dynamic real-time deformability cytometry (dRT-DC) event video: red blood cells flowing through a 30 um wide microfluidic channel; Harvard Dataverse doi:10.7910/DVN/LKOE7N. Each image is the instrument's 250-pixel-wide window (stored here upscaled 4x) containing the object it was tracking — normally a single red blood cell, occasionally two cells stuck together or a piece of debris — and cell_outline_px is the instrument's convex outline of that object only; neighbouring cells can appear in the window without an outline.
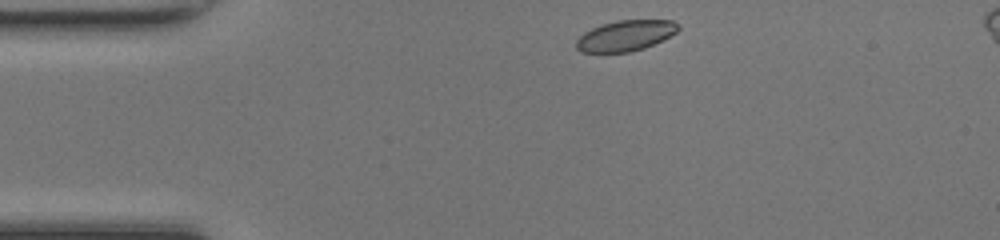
{"species": "common noctule bat (a hibernating species)", "species_latin": "Nyctalus noctula", "temperature_condition": "room temperature", "stored_images_in_passage": 40, "camera_frame_rate_fps": 3000, "um_per_image_px": 0.085, "animal": {"sex": "female", "body_mass_g": 17.0, "forearm_length_mm": 48.0}, "frame": {"image": 1, "passage_image": 1, "time_ms": 0.0, "image_size_px": [1000, 240], "cell_outline_px": [[680, 28], [676, 32], [644, 48], [628, 52], [580, 52], [576, 48], [576, 40], [584, 32], [592, 28], [616, 20], [672, 20]], "centroid_in_image_um": [53.12, 3.03], "position_along_channel_um": 31.9, "area_um2": 17.92}}
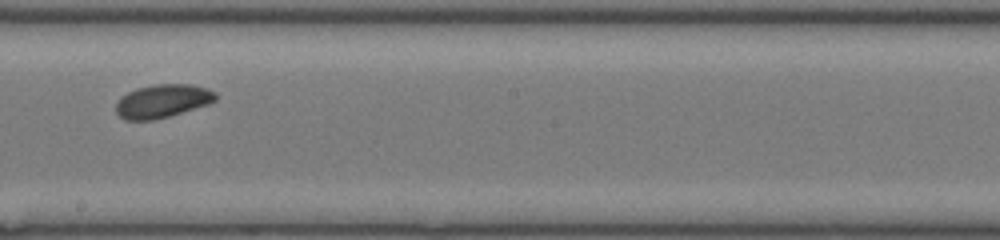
{"frame": {"image": 2, "passage_image": 19, "time_ms": 6.0, "image_size_px": [1000, 240], "cell_outline_px": [[216, 100], [208, 104], [168, 116], [152, 120], [124, 120], [116, 112], [116, 104], [120, 96], [136, 88], [152, 84], [192, 84], [208, 88], [216, 92]], "centroid_in_image_um": [13.8, 8.57], "position_along_channel_um": 234.4, "area_um2": 19.42}}
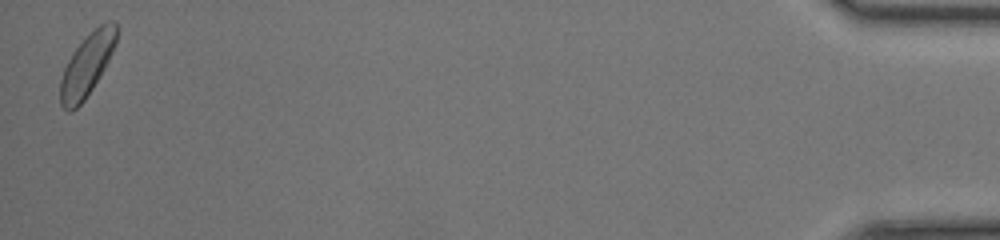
{"frame": {"image": 3, "passage_image": 40, "time_ms": 13.0, "image_size_px": [1000, 240], "cell_outline_px": [[116, 44], [104, 68], [92, 88], [84, 100], [72, 112], [68, 112], [60, 104], [60, 80], [64, 68], [72, 52], [100, 24], [108, 20], [112, 20], [116, 24]], "centroid_in_image_um": [7.37, 5.55], "position_along_channel_um": 427.8, "area_um2": 19.94}, "authors_computed_cell_mechanics": {"area_um2": 19.5653, "velocity_mm_per_s": 4.1908, "shape_relaxation_time_tau1_ms": 5.3698, "shape_relaxation_time_tau2_ms": null, "deformation_change_tau1": 0.1263, "deformation_change_tau2": null}}